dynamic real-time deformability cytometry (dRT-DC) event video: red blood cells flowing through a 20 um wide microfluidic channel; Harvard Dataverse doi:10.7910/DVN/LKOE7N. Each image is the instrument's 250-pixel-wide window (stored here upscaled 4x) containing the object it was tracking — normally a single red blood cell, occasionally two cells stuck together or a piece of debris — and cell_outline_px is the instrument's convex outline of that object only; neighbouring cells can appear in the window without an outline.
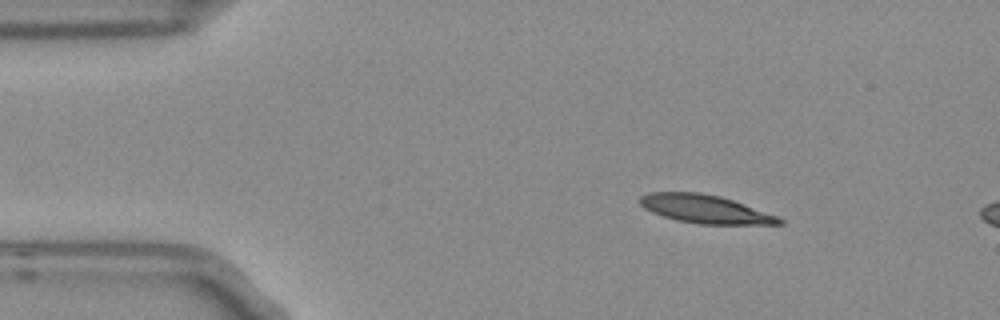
{"species": "Egyptian fruit bat (a non-hibernating species)", "species_latin": "Rousettus aegyptiacus", "temperature_condition": "room temperature", "stored_images_in_passage": 3, "camera_frame_rate_fps": 3000, "um_per_image_px": 0.085, "frame": {"image": 1, "passage_image": 1, "time_ms": 0.0, "image_size_px": [1000, 320], "cell_outline_px": [[784, 224], [700, 224], [676, 220], [652, 212], [644, 208], [640, 204], [640, 196], [648, 192], [700, 192], [720, 196], [744, 204], [776, 216], [784, 220]], "centroid_in_image_um": [59.9, 17.76], "position_along_channel_um": 25.1, "area_um2": 22.77}}